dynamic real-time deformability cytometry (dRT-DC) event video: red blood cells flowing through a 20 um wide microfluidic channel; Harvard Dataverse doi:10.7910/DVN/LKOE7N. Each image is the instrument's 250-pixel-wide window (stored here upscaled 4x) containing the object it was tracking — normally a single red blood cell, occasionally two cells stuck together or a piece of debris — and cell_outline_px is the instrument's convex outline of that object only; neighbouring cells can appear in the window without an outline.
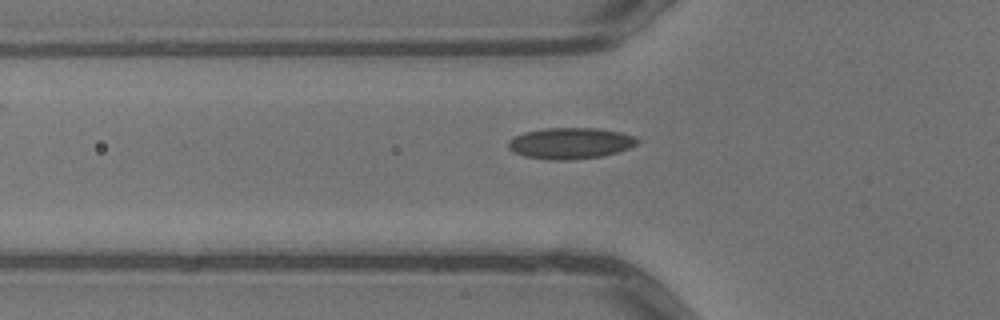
{"species": "common noctule bat (a hibernating species)", "species_latin": "Nyctalus noctula", "temperature_condition": "warm", "stored_images_in_passage": 3, "camera_frame_rate_fps": 3000, "um_per_image_px": 0.085, "animal": {"sex": "male", "body_mass_g": 13.3}, "frame": {"image": 1, "passage_image": 2, "time_ms": 0.333, "image_size_px": [1000, 320], "cell_outline_px": [[640, 140], [636, 144], [628, 148], [616, 152], [600, 156], [572, 160], [552, 160], [524, 156], [512, 152], [508, 148], [508, 140], [524, 132], [544, 128], [596, 128], [620, 132], [636, 136]], "centroid_in_image_um": [48.46, 12.17], "position_along_channel_um": 77.3, "area_um2": 23.47}}
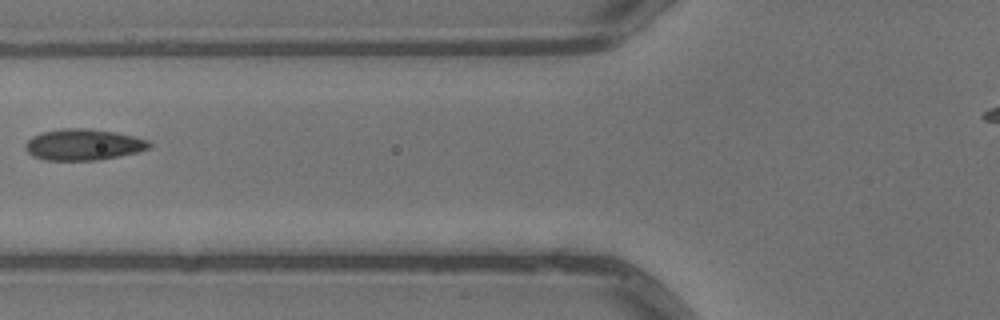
{"frame": {"image": 2, "passage_image": 3, "time_ms": 0.667, "image_size_px": [1000, 320], "cell_outline_px": [[152, 148], [136, 152], [100, 160], [44, 160], [32, 156], [24, 148], [24, 144], [32, 136], [40, 132], [64, 128], [92, 128], [116, 132], [148, 140], [152, 144]], "centroid_in_image_um": [7.07, 12.29], "position_along_channel_um": 118.7, "area_um2": 22.77}}